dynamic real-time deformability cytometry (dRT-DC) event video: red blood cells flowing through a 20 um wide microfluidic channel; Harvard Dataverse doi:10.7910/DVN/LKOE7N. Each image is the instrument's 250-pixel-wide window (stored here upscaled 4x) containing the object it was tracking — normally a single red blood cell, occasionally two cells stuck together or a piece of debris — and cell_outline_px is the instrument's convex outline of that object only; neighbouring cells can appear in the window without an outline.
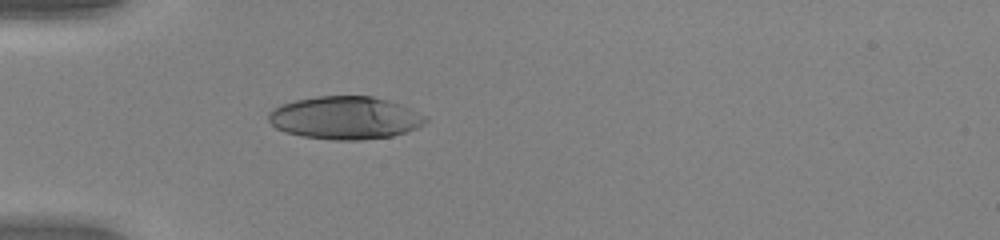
{"species": "human", "species_latin": "Homo sapiens", "temperature_condition": "warm", "stored_images_in_passage": 36, "camera_frame_rate_fps": 3000, "um_per_image_px": 0.085, "donor": {"sex": "female"}, "frame": {"image": 1, "passage_image": 1, "time_ms": 0.0, "image_size_px": [1000, 240], "cell_outline_px": [[428, 120], [424, 124], [416, 128], [392, 136], [360, 140], [332, 140], [304, 136], [284, 132], [276, 128], [268, 120], [268, 112], [280, 104], [296, 100], [316, 96], [372, 96], [388, 100], [400, 104], [428, 116]], "centroid_in_image_um": [29.33, 10.01], "position_along_channel_um": 55.7, "area_um2": 39.3}}
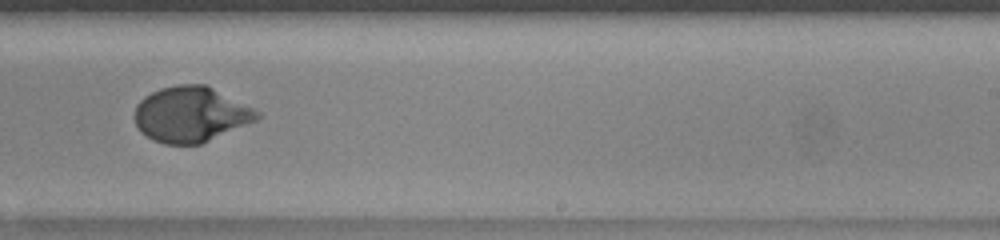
{"frame": {"image": 2, "passage_image": 18, "time_ms": 5.667, "image_size_px": [1000, 240], "cell_outline_px": [[260, 116], [256, 120], [200, 144], [164, 144], [152, 140], [140, 132], [132, 116], [136, 104], [144, 96], [160, 88], [176, 84], [204, 84], [260, 112]], "centroid_in_image_um": [16.13, 9.72], "position_along_channel_um": 272.9, "area_um2": 39.36}}
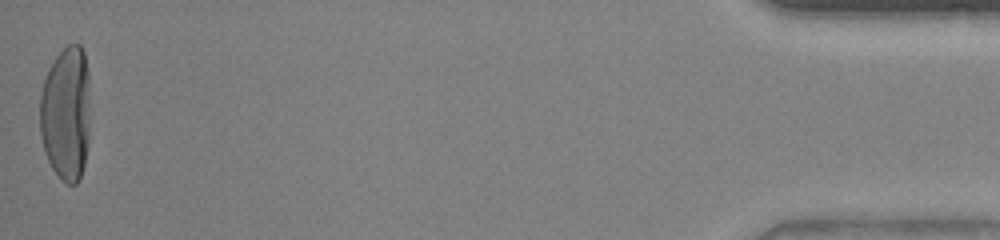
{"frame": {"image": 3, "passage_image": 36, "time_ms": 11.667, "image_size_px": [1000, 240], "cell_outline_px": [[88, 144], [84, 164], [80, 176], [76, 184], [68, 184], [60, 180], [52, 168], [44, 152], [40, 136], [40, 96], [44, 80], [48, 68], [56, 56], [68, 44], [80, 44], [84, 52], [88, 72]], "centroid_in_image_um": [5.59, 9.65], "position_along_channel_um": 429.6, "area_um2": 39.59}, "authors_computed_cell_mechanics": {"area_um2": 39.3329, "velocity_mm_per_s": 4.0399, "shape_relaxation_time_tau1_ms": 4.432, "shape_relaxation_time_tau2_ms": null, "deformation_change_tau1": 0.2753, "deformation_change_tau2": null}}